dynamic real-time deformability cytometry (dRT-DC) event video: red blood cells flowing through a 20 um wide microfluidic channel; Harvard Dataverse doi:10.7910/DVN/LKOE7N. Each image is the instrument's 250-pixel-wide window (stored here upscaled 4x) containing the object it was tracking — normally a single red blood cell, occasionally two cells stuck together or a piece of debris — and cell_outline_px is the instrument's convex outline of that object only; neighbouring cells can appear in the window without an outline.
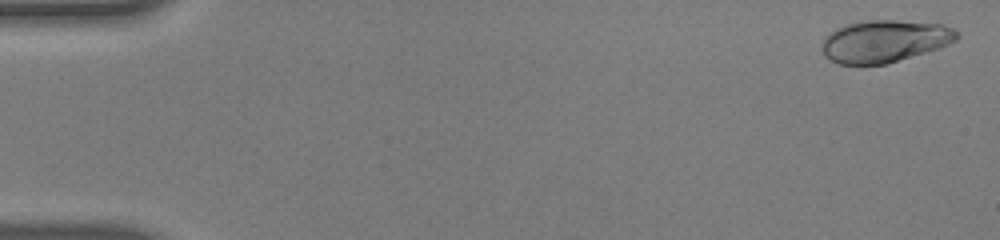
{"species": "human", "species_latin": "Homo sapiens", "temperature_condition": "warm", "stored_images_in_passage": 12, "camera_frame_rate_fps": 3000, "um_per_image_px": 0.085, "donor": {"sex": "male"}, "frame": {"image": 1, "passage_image": 2, "time_ms": 0.333, "image_size_px": [1000, 240], "cell_outline_px": [[960, 36], [956, 40], [940, 48], [884, 64], [840, 64], [824, 56], [824, 36], [828, 32], [836, 28], [848, 24], [868, 20], [896, 20], [944, 24], [952, 28]], "centroid_in_image_um": [75.21, 3.48], "position_along_channel_um": 9.8, "area_um2": 32.95}}